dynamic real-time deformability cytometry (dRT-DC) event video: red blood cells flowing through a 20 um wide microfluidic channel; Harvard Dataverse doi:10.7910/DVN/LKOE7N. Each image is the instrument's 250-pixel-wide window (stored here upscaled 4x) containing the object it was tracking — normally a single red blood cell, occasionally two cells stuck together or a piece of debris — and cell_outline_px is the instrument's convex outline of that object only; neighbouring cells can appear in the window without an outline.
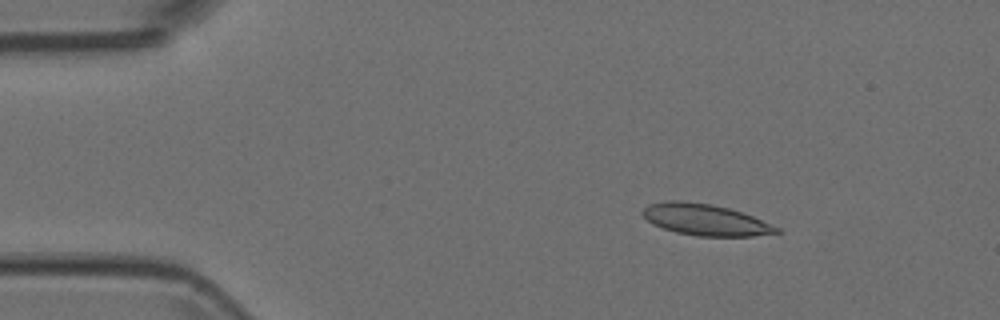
{"species": "Egyptian fruit bat (a non-hibernating species)", "species_latin": "Rousettus aegyptiacus", "temperature_condition": "room temperature", "stored_images_in_passage": 5, "camera_frame_rate_fps": 3000, "um_per_image_px": 0.085, "animal": {"sex": "female"}, "frame": {"image": 1, "passage_image": 3, "time_ms": 0.667, "image_size_px": [1000, 320], "cell_outline_px": [[784, 232], [752, 236], [696, 236], [676, 232], [652, 224], [640, 212], [648, 204], [664, 200], [680, 200], [712, 204], [728, 208], [752, 216], [780, 228]], "centroid_in_image_um": [59.93, 18.67], "position_along_channel_um": 25.1, "area_um2": 24.51}}